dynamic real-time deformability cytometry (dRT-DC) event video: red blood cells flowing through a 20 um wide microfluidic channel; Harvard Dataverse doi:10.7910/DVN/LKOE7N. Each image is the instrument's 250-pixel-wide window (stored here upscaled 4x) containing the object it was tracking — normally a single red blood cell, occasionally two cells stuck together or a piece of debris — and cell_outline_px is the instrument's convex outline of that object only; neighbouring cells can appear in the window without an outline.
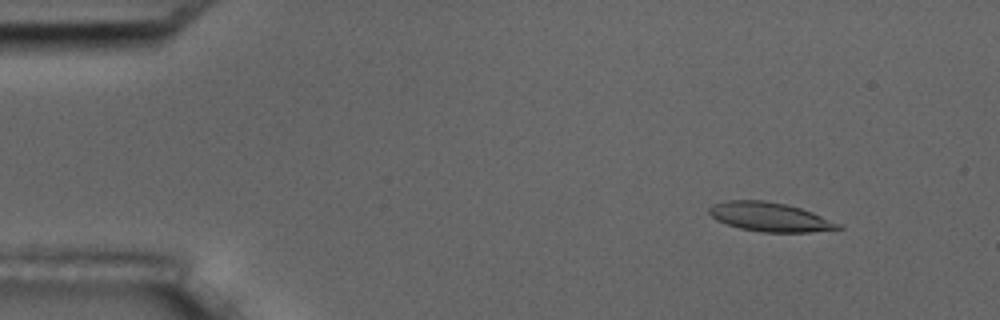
{"species": "common noctule bat (a hibernating species)", "species_latin": "Nyctalus noctula", "temperature_condition": "room temperature", "stored_images_in_passage": 6, "camera_frame_rate_fps": 3000, "um_per_image_px": 0.085, "animal": {"sex": "male", "body_mass_g": 17.5, "forearm_length_mm": 52.3}, "frame": {"image": 1, "passage_image": 2, "time_ms": 1.0, "image_size_px": [1000, 320], "cell_outline_px": [[844, 228], [808, 232], [764, 232], [740, 228], [716, 220], [708, 212], [708, 208], [712, 204], [724, 200], [764, 200], [788, 204], [812, 212], [840, 224]], "centroid_in_image_um": [65.4, 18.42], "position_along_channel_um": 19.6, "area_um2": 21.79}}
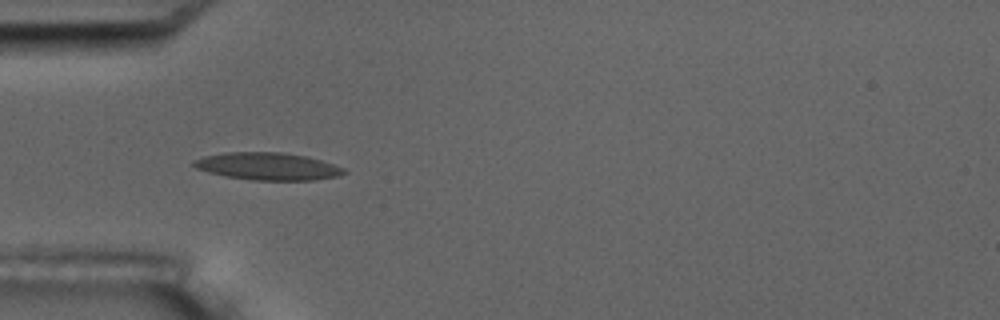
{"frame": {"image": 2, "passage_image": 5, "time_ms": 4.667, "image_size_px": [1000, 320], "cell_outline_px": [[348, 172], [340, 176], [316, 180], [252, 180], [224, 176], [208, 172], [196, 168], [192, 164], [192, 160], [204, 156], [224, 152], [280, 152], [304, 156], [320, 160], [344, 168]], "centroid_in_image_um": [22.74, 14.14], "position_along_channel_um": 62.3, "area_um2": 24.04}}